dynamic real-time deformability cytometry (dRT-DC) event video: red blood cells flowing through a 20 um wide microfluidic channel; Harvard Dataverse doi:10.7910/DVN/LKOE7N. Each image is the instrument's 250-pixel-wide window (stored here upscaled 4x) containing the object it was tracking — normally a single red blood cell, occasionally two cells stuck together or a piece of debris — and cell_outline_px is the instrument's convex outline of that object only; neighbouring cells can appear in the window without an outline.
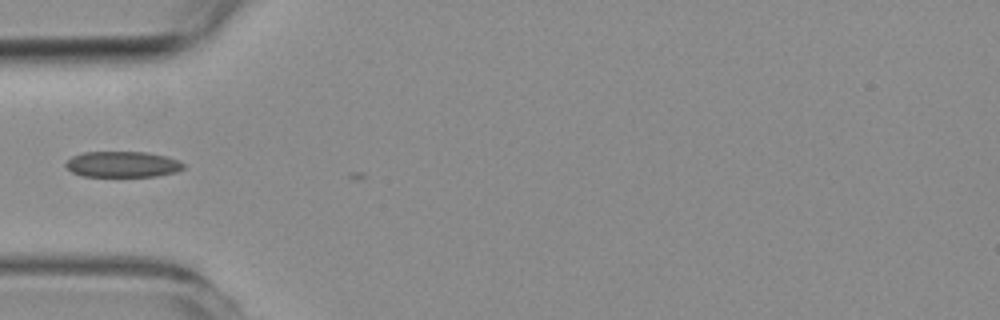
{"species": "common noctule bat (a hibernating species)", "species_latin": "Nyctalus noctula", "temperature_condition": "room temperature", "stored_images_in_passage": 2, "camera_frame_rate_fps": 3000, "um_per_image_px": 0.085, "animal": {"sex": "female", "body_mass_g": 19.3, "forearm_length_mm": 54.1}, "frame": {"image": 1, "passage_image": 1, "time_ms": 0.0, "image_size_px": [1000, 320], "cell_outline_px": [[184, 168], [176, 172], [156, 176], [80, 176], [72, 172], [64, 164], [72, 156], [84, 152], [148, 152], [180, 160], [184, 164]], "centroid_in_image_um": [10.42, 13.96], "position_along_channel_um": 74.6, "area_um2": 17.74}}